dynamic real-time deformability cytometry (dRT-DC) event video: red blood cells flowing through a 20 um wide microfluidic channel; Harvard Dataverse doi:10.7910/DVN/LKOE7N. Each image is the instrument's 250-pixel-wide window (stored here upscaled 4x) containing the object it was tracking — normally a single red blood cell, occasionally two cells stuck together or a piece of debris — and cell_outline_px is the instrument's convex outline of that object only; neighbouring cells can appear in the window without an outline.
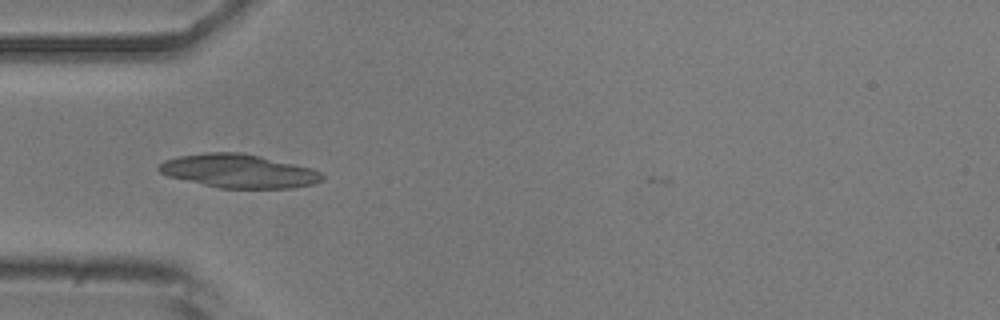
{"species": "common noctule bat (a hibernating species)", "species_latin": "Nyctalus noctula", "temperature_condition": "room temperature", "stored_images_in_passage": 3, "camera_frame_rate_fps": 3000, "um_per_image_px": 0.085, "animal": {"sex": "male", "body_mass_g": 20.5, "forearm_length_mm": 52.5}, "frame": {"image": 1, "passage_image": 2, "time_ms": 0.333, "image_size_px": [1000, 320], "cell_outline_px": [[324, 180], [312, 184], [292, 188], [220, 188], [168, 176], [160, 172], [156, 168], [164, 160], [180, 156], [208, 152], [244, 152], [296, 164], [312, 168], [320, 172], [324, 176]], "centroid_in_image_um": [20.32, 14.53], "position_along_channel_um": 64.7, "area_um2": 31.96}}
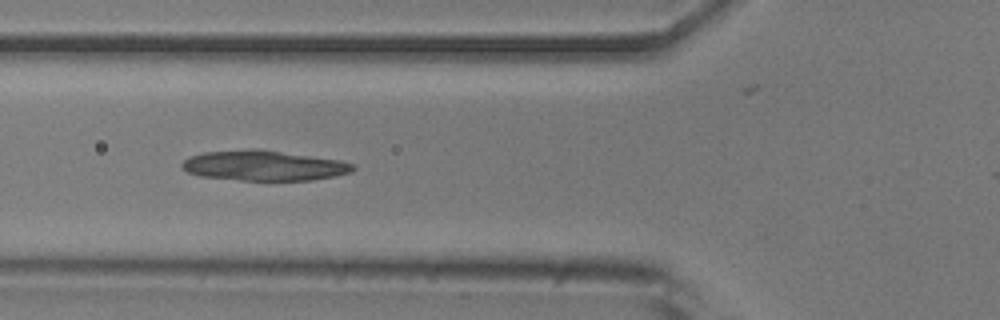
{"frame": {"image": 2, "passage_image": 3, "time_ms": 0.667, "image_size_px": [1000, 320], "cell_outline_px": [[356, 168], [352, 172], [336, 176], [312, 180], [240, 180], [200, 176], [188, 172], [180, 164], [188, 156], [204, 152], [252, 148], [256, 148], [340, 160], [352, 164]], "centroid_in_image_um": [22.42, 14.07], "position_along_channel_um": 103.4, "area_um2": 30.11}}